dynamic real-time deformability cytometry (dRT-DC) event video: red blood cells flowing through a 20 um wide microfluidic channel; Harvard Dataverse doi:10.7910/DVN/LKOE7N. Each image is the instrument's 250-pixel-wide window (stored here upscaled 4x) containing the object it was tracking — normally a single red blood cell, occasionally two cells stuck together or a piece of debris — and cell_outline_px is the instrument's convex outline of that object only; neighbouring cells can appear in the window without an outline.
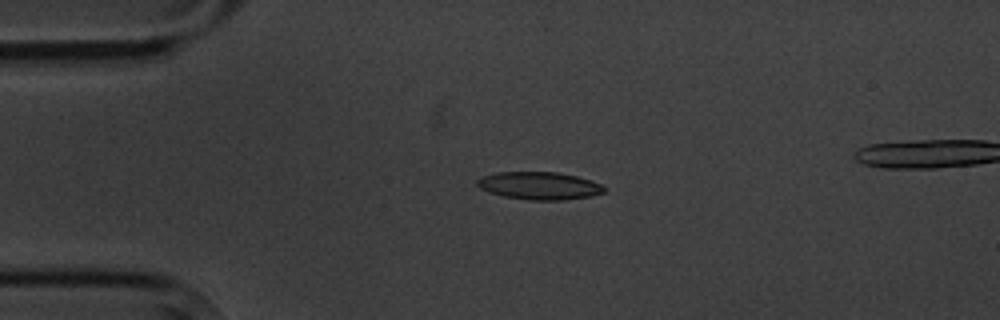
{"species": "common noctule bat (a hibernating species)", "species_latin": "Nyctalus noctula", "temperature_condition": "cold", "stored_images_in_passage": 6, "camera_frame_rate_fps": 3000, "um_per_image_px": 0.085, "animal": {"sex": "male", "body_mass_g": 20.1, "forearm_length_mm": 53.5}, "frame": {"image": 1, "passage_image": 4, "time_ms": 3.667, "image_size_px": [1000, 320], "cell_outline_px": [[608, 188], [604, 192], [588, 196], [564, 200], [528, 200], [504, 196], [488, 192], [480, 188], [476, 184], [476, 180], [480, 176], [496, 172], [560, 172], [592, 180]], "centroid_in_image_um": [45.82, 15.78], "position_along_channel_um": 39.2, "area_um2": 20.63}}